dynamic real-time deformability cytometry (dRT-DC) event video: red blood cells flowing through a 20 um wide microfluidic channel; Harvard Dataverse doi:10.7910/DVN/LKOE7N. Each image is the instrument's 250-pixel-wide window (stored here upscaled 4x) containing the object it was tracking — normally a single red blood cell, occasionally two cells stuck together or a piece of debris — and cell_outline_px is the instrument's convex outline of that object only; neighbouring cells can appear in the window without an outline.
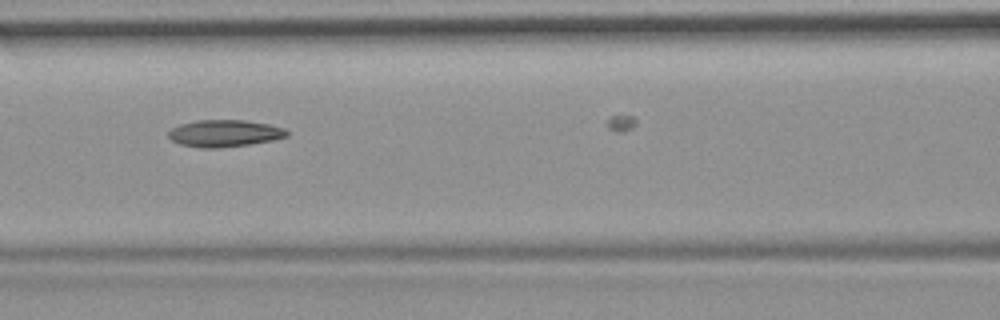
{"species": "common noctule bat (a hibernating species)", "species_latin": "Nyctalus noctula", "temperature_condition": "room temperature", "stored_images_in_passage": 10, "camera_frame_rate_fps": 3000, "um_per_image_px": 0.085, "animal": {"sex": "female", "body_mass_g": 19.9}, "frame": {"image": 1, "passage_image": 9, "time_ms": 9.333, "image_size_px": [1000, 320], "cell_outline_px": [[288, 136], [272, 140], [248, 144], [216, 148], [200, 148], [180, 144], [172, 140], [168, 136], [168, 132], [172, 128], [180, 124], [196, 120], [244, 120], [268, 124], [284, 128], [288, 132]], "centroid_in_image_um": [19.06, 11.33], "position_along_channel_um": 147.5, "area_um2": 18.5}}